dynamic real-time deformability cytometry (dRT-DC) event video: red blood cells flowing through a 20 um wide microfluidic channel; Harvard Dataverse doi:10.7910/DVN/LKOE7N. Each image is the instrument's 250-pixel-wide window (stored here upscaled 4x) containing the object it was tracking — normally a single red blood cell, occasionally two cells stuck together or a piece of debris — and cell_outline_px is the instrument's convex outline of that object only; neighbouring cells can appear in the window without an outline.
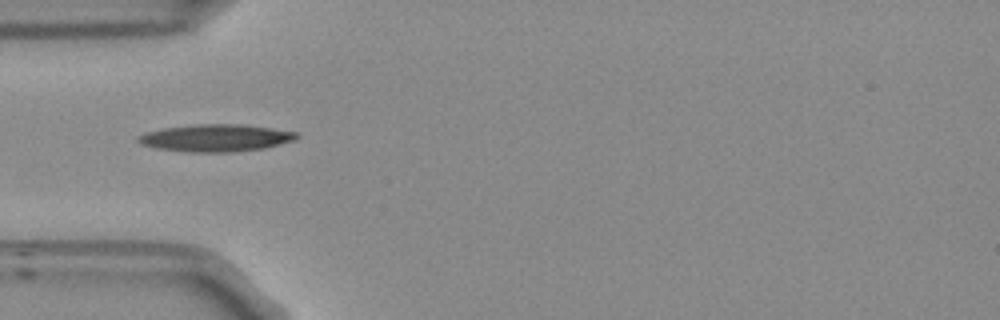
{"species": "Egyptian fruit bat (a non-hibernating species)", "species_latin": "Rousettus aegyptiacus", "temperature_condition": "room temperature", "stored_images_in_passage": 30, "camera_frame_rate_fps": 3000, "um_per_image_px": 0.085, "frame": {"image": 1, "passage_image": 1, "time_ms": 0.0, "image_size_px": [1000, 320], "cell_outline_px": [[300, 136], [296, 140], [264, 148], [232, 152], [192, 152], [156, 148], [140, 144], [136, 140], [136, 136], [144, 132], [164, 128], [192, 124], [240, 124], [272, 128], [296, 132]], "centroid_in_image_um": [18.32, 11.72], "position_along_channel_um": 66.7, "area_um2": 25.32}}
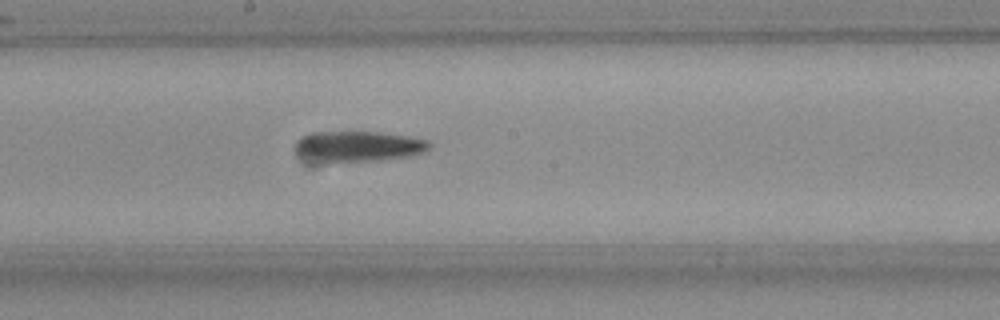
{"frame": {"image": 2, "passage_image": 13, "time_ms": 4.0, "image_size_px": [1000, 320], "cell_outline_px": [[432, 144], [424, 152], [412, 156], [376, 160], [320, 160], [296, 152], [296, 140], [300, 136], [308, 132], [380, 132], [408, 136], [428, 140]], "centroid_in_image_um": [30.53, 12.39], "position_along_channel_um": 217.7, "area_um2": 23.24}}
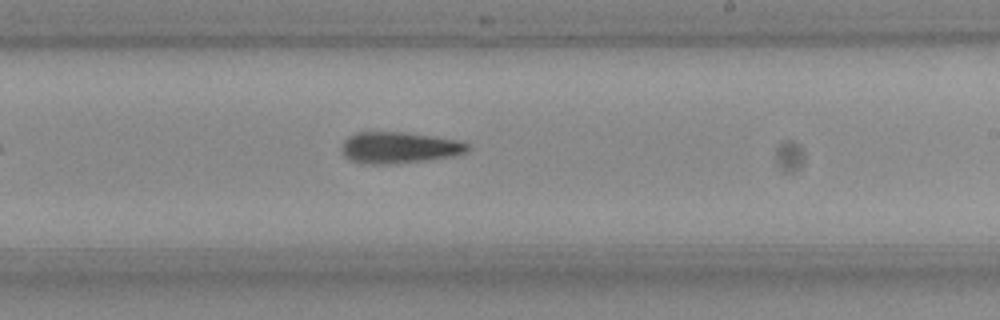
{"frame": {"image": 3, "passage_image": 16, "time_ms": 5.0, "image_size_px": [1000, 320], "cell_outline_px": [[472, 148], [468, 152], [456, 156], [424, 160], [388, 164], [368, 164], [348, 160], [344, 156], [340, 148], [344, 140], [348, 136], [356, 132], [408, 132], [460, 140], [468, 144]], "centroid_in_image_um": [33.94, 12.54], "position_along_channel_um": 255.1, "area_um2": 23.41}}